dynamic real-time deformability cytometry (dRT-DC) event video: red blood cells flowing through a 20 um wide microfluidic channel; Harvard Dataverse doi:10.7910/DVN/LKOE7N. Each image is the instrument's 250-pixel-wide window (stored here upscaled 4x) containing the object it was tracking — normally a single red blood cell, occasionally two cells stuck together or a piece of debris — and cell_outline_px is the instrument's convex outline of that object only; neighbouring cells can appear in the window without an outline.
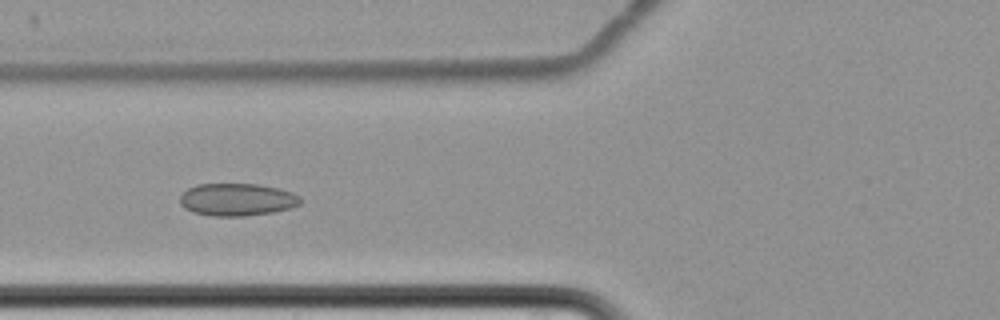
{"species": "common noctule bat (a hibernating species)", "species_latin": "Nyctalus noctula", "temperature_condition": "cold", "stored_images_in_passage": 8, "camera_frame_rate_fps": 3000, "um_per_image_px": 0.085, "animal": {"sex": "female", "body_mass_g": 22.7, "forearm_length_mm": 54.2}, "frame": {"image": 1, "passage_image": 7, "time_ms": 8.333, "image_size_px": [1000, 320], "cell_outline_px": [[304, 200], [300, 204], [292, 208], [272, 212], [244, 216], [212, 216], [192, 212], [184, 208], [180, 204], [180, 196], [188, 188], [196, 184], [256, 184], [280, 188], [292, 192], [300, 196]], "centroid_in_image_um": [20.18, 16.96], "position_along_channel_um": 105.6, "area_um2": 23.06}}
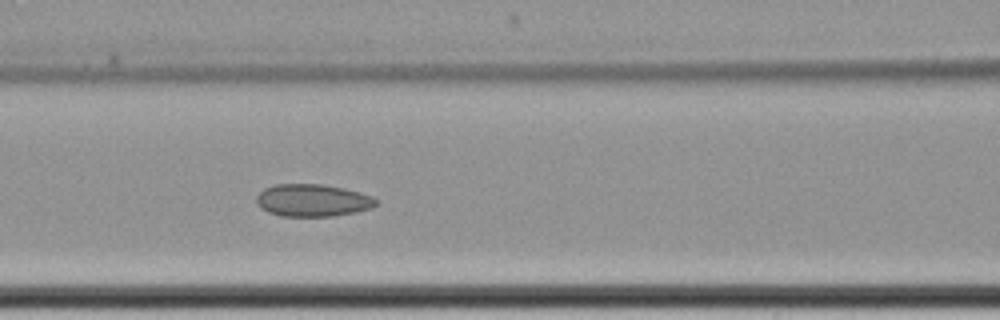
{"frame": {"image": 2, "passage_image": 8, "time_ms": 9.333, "image_size_px": [1000, 320], "cell_outline_px": [[376, 204], [372, 208], [356, 212], [332, 216], [284, 216], [268, 212], [260, 208], [256, 204], [256, 196], [264, 188], [276, 184], [320, 184], [344, 188], [360, 192], [372, 196], [376, 200]], "centroid_in_image_um": [26.55, 17.03], "position_along_channel_um": 140.0, "area_um2": 22.6}}